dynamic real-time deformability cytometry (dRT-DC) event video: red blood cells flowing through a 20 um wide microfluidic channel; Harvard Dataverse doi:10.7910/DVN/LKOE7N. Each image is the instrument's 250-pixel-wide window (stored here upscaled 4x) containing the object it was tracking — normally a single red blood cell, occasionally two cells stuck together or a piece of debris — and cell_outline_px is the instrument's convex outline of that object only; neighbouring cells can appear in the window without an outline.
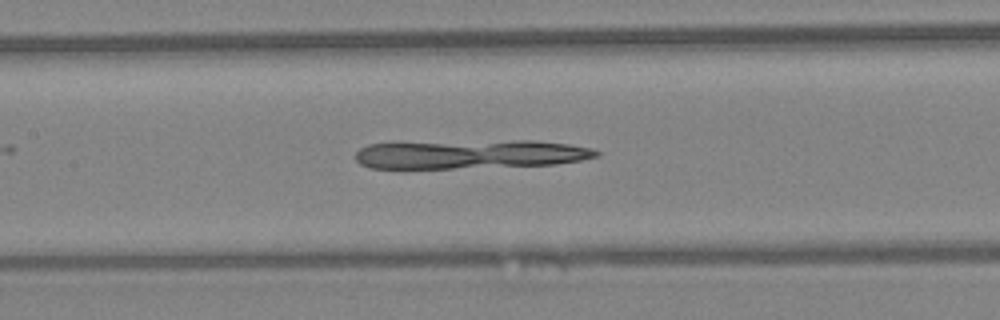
{"species": "Egyptian fruit bat (a non-hibernating species)", "species_latin": "Rousettus aegyptiacus", "temperature_condition": "warm", "stored_images_in_passage": 26, "camera_frame_rate_fps": 3000, "um_per_image_px": 0.085, "animal": {"sex": "female"}, "frame": {"image": 1, "passage_image": 22, "time_ms": 7.0, "image_size_px": [1000, 320], "cell_outline_px": [[600, 156], [580, 160], [556, 164], [452, 168], [368, 168], [360, 164], [356, 160], [356, 152], [360, 148], [368, 144], [516, 140], [532, 140], [568, 144], [592, 148], [600, 152]], "centroid_in_image_um": [39.99, 13.11], "position_along_channel_um": 167.4, "area_um2": 40.17}}